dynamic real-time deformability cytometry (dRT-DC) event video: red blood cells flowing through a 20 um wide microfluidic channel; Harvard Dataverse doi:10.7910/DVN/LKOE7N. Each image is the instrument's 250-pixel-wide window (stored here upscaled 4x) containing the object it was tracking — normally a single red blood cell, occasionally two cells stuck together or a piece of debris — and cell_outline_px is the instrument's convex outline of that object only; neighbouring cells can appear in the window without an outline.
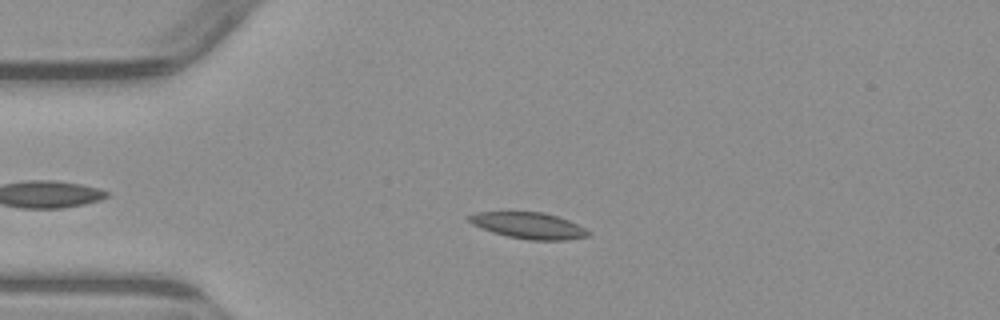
{"species": "common noctule bat (a hibernating species)", "species_latin": "Nyctalus noctula", "temperature_condition": "warm", "stored_images_in_passage": 6, "camera_frame_rate_fps": 3000, "um_per_image_px": 0.085, "animal": {"sex": "male", "body_mass_g": 23.1, "forearm_length_mm": 52.7}, "frame": {"image": 1, "passage_image": 3, "time_ms": 2.333, "image_size_px": [1000, 320], "cell_outline_px": [[592, 232], [588, 236], [568, 240], [528, 240], [508, 236], [492, 232], [480, 228], [472, 224], [468, 220], [468, 216], [476, 212], [544, 212], [568, 220]], "centroid_in_image_um": [44.93, 19.18], "position_along_channel_um": 40.1, "area_um2": 18.21}}
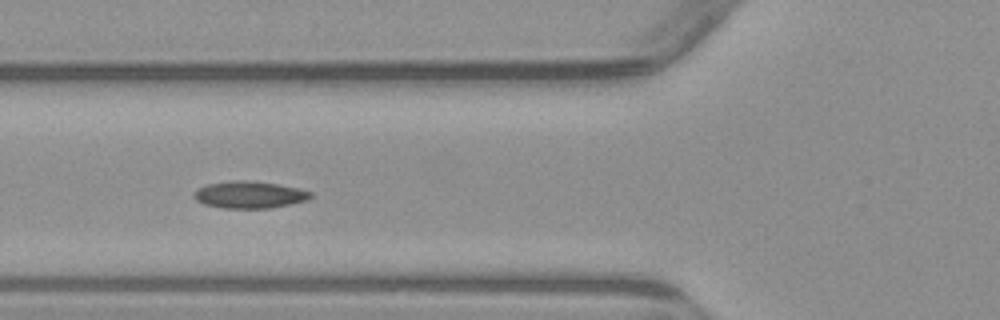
{"frame": {"image": 2, "passage_image": 5, "time_ms": 4.667, "image_size_px": [1000, 320], "cell_outline_px": [[312, 196], [308, 200], [268, 208], [224, 208], [204, 204], [196, 200], [192, 196], [196, 188], [208, 184], [228, 180], [252, 180], [276, 184], [296, 188], [312, 192]], "centroid_in_image_um": [21.15, 16.54], "position_along_channel_um": 104.7, "area_um2": 18.38}}
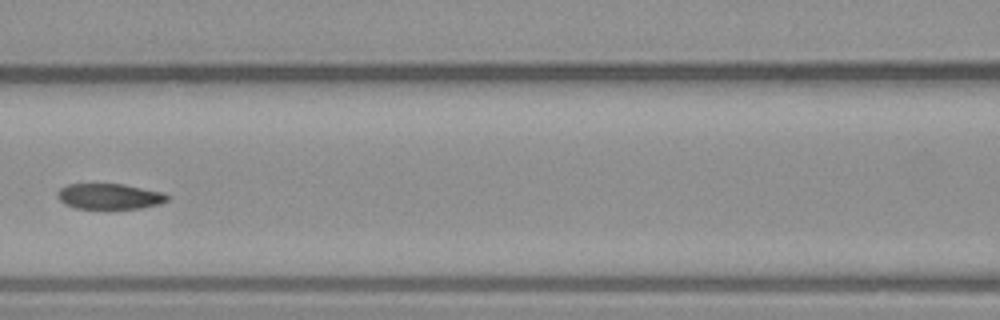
{"frame": {"image": 3, "passage_image": 6, "time_ms": 6.0, "image_size_px": [1000, 320], "cell_outline_px": [[168, 200], [160, 204], [140, 208], [76, 208], [64, 204], [56, 196], [56, 192], [60, 188], [68, 184], [124, 184], [164, 192], [168, 196]], "centroid_in_image_um": [9.3, 16.68], "position_along_channel_um": 157.3, "area_um2": 16.42}}